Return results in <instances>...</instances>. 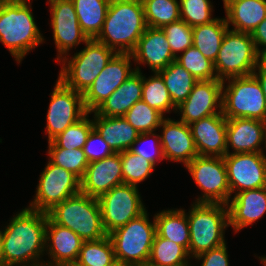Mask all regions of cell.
I'll list each match as a JSON object with an SVG mask.
<instances>
[{"mask_svg":"<svg viewBox=\"0 0 266 266\" xmlns=\"http://www.w3.org/2000/svg\"><path fill=\"white\" fill-rule=\"evenodd\" d=\"M47 221V213L28 207L13 216L0 230L2 266H44Z\"/></svg>","mask_w":266,"mask_h":266,"instance_id":"cell-1","label":"cell"},{"mask_svg":"<svg viewBox=\"0 0 266 266\" xmlns=\"http://www.w3.org/2000/svg\"><path fill=\"white\" fill-rule=\"evenodd\" d=\"M146 28L141 0H111L95 40L117 53H131Z\"/></svg>","mask_w":266,"mask_h":266,"instance_id":"cell-2","label":"cell"},{"mask_svg":"<svg viewBox=\"0 0 266 266\" xmlns=\"http://www.w3.org/2000/svg\"><path fill=\"white\" fill-rule=\"evenodd\" d=\"M31 7L29 0H0V42L18 64L44 42Z\"/></svg>","mask_w":266,"mask_h":266,"instance_id":"cell-3","label":"cell"},{"mask_svg":"<svg viewBox=\"0 0 266 266\" xmlns=\"http://www.w3.org/2000/svg\"><path fill=\"white\" fill-rule=\"evenodd\" d=\"M188 213L191 258L226 243L224 232L230 226L226 204L194 202Z\"/></svg>","mask_w":266,"mask_h":266,"instance_id":"cell-4","label":"cell"},{"mask_svg":"<svg viewBox=\"0 0 266 266\" xmlns=\"http://www.w3.org/2000/svg\"><path fill=\"white\" fill-rule=\"evenodd\" d=\"M47 215L55 224L71 229L83 241L99 240L108 235L103 228L98 199L81 192L55 205Z\"/></svg>","mask_w":266,"mask_h":266,"instance_id":"cell-5","label":"cell"},{"mask_svg":"<svg viewBox=\"0 0 266 266\" xmlns=\"http://www.w3.org/2000/svg\"><path fill=\"white\" fill-rule=\"evenodd\" d=\"M147 211L111 233L115 258L126 266H142L148 263L156 234V224L149 222Z\"/></svg>","mask_w":266,"mask_h":266,"instance_id":"cell-6","label":"cell"},{"mask_svg":"<svg viewBox=\"0 0 266 266\" xmlns=\"http://www.w3.org/2000/svg\"><path fill=\"white\" fill-rule=\"evenodd\" d=\"M85 45V48L74 53L70 60L63 57V66L58 76L67 87L82 94L117 53L95 39H89Z\"/></svg>","mask_w":266,"mask_h":266,"instance_id":"cell-7","label":"cell"},{"mask_svg":"<svg viewBox=\"0 0 266 266\" xmlns=\"http://www.w3.org/2000/svg\"><path fill=\"white\" fill-rule=\"evenodd\" d=\"M225 81H228L227 85ZM222 114L226 119L249 118L266 122V99L254 75L223 81Z\"/></svg>","mask_w":266,"mask_h":266,"instance_id":"cell-8","label":"cell"},{"mask_svg":"<svg viewBox=\"0 0 266 266\" xmlns=\"http://www.w3.org/2000/svg\"><path fill=\"white\" fill-rule=\"evenodd\" d=\"M262 58L259 56L250 33L227 29L214 69L218 80L253 75Z\"/></svg>","mask_w":266,"mask_h":266,"instance_id":"cell-9","label":"cell"},{"mask_svg":"<svg viewBox=\"0 0 266 266\" xmlns=\"http://www.w3.org/2000/svg\"><path fill=\"white\" fill-rule=\"evenodd\" d=\"M185 167L203 191L195 203L228 204L231 191L223 157L197 156Z\"/></svg>","mask_w":266,"mask_h":266,"instance_id":"cell-10","label":"cell"},{"mask_svg":"<svg viewBox=\"0 0 266 266\" xmlns=\"http://www.w3.org/2000/svg\"><path fill=\"white\" fill-rule=\"evenodd\" d=\"M34 200L28 208L47 213L55 205L81 192V180L48 161L42 171Z\"/></svg>","mask_w":266,"mask_h":266,"instance_id":"cell-11","label":"cell"},{"mask_svg":"<svg viewBox=\"0 0 266 266\" xmlns=\"http://www.w3.org/2000/svg\"><path fill=\"white\" fill-rule=\"evenodd\" d=\"M140 196L138 187L122 184L98 198L102 224L107 234L146 211Z\"/></svg>","mask_w":266,"mask_h":266,"instance_id":"cell-12","label":"cell"},{"mask_svg":"<svg viewBox=\"0 0 266 266\" xmlns=\"http://www.w3.org/2000/svg\"><path fill=\"white\" fill-rule=\"evenodd\" d=\"M87 113L82 93L67 87L58 78L47 111L45 130L47 131L48 142L83 118Z\"/></svg>","mask_w":266,"mask_h":266,"instance_id":"cell-13","label":"cell"},{"mask_svg":"<svg viewBox=\"0 0 266 266\" xmlns=\"http://www.w3.org/2000/svg\"><path fill=\"white\" fill-rule=\"evenodd\" d=\"M132 58L131 53H116L82 94L85 108L90 114L135 72V68L131 67Z\"/></svg>","mask_w":266,"mask_h":266,"instance_id":"cell-14","label":"cell"},{"mask_svg":"<svg viewBox=\"0 0 266 266\" xmlns=\"http://www.w3.org/2000/svg\"><path fill=\"white\" fill-rule=\"evenodd\" d=\"M50 3L53 39L57 48V60L68 56L69 50L89 40L81 30L72 0H48Z\"/></svg>","mask_w":266,"mask_h":266,"instance_id":"cell-15","label":"cell"},{"mask_svg":"<svg viewBox=\"0 0 266 266\" xmlns=\"http://www.w3.org/2000/svg\"><path fill=\"white\" fill-rule=\"evenodd\" d=\"M223 159L231 195L266 187V159L263 153H230Z\"/></svg>","mask_w":266,"mask_h":266,"instance_id":"cell-16","label":"cell"},{"mask_svg":"<svg viewBox=\"0 0 266 266\" xmlns=\"http://www.w3.org/2000/svg\"><path fill=\"white\" fill-rule=\"evenodd\" d=\"M222 86L221 80L197 81L187 99L177 106L176 111L181 113L180 120L190 125L202 118L222 113Z\"/></svg>","mask_w":266,"mask_h":266,"instance_id":"cell-17","label":"cell"},{"mask_svg":"<svg viewBox=\"0 0 266 266\" xmlns=\"http://www.w3.org/2000/svg\"><path fill=\"white\" fill-rule=\"evenodd\" d=\"M123 184L120 153L90 162L81 179V193L99 198L115 186Z\"/></svg>","mask_w":266,"mask_h":266,"instance_id":"cell-18","label":"cell"},{"mask_svg":"<svg viewBox=\"0 0 266 266\" xmlns=\"http://www.w3.org/2000/svg\"><path fill=\"white\" fill-rule=\"evenodd\" d=\"M198 156L224 157L227 154V119L222 113L190 125Z\"/></svg>","mask_w":266,"mask_h":266,"instance_id":"cell-19","label":"cell"},{"mask_svg":"<svg viewBox=\"0 0 266 266\" xmlns=\"http://www.w3.org/2000/svg\"><path fill=\"white\" fill-rule=\"evenodd\" d=\"M162 135L160 141L164 159L182 162L186 166L198 152L192 137L190 126L181 120L163 118L160 123Z\"/></svg>","mask_w":266,"mask_h":266,"instance_id":"cell-20","label":"cell"},{"mask_svg":"<svg viewBox=\"0 0 266 266\" xmlns=\"http://www.w3.org/2000/svg\"><path fill=\"white\" fill-rule=\"evenodd\" d=\"M83 242V239L71 229L55 224L48 217L45 251L51 260L45 262L44 266H73Z\"/></svg>","mask_w":266,"mask_h":266,"instance_id":"cell-21","label":"cell"},{"mask_svg":"<svg viewBox=\"0 0 266 266\" xmlns=\"http://www.w3.org/2000/svg\"><path fill=\"white\" fill-rule=\"evenodd\" d=\"M133 61L148 64L157 73L175 61L166 35L161 28L147 27L131 52Z\"/></svg>","mask_w":266,"mask_h":266,"instance_id":"cell-22","label":"cell"},{"mask_svg":"<svg viewBox=\"0 0 266 266\" xmlns=\"http://www.w3.org/2000/svg\"><path fill=\"white\" fill-rule=\"evenodd\" d=\"M265 125V121L258 119H227V154H230V147L234 151L232 154L263 153Z\"/></svg>","mask_w":266,"mask_h":266,"instance_id":"cell-23","label":"cell"},{"mask_svg":"<svg viewBox=\"0 0 266 266\" xmlns=\"http://www.w3.org/2000/svg\"><path fill=\"white\" fill-rule=\"evenodd\" d=\"M228 202L229 225L237 233L266 212V187L236 193Z\"/></svg>","mask_w":266,"mask_h":266,"instance_id":"cell-24","label":"cell"},{"mask_svg":"<svg viewBox=\"0 0 266 266\" xmlns=\"http://www.w3.org/2000/svg\"><path fill=\"white\" fill-rule=\"evenodd\" d=\"M143 75L137 66L135 72L103 102L95 112L106 117H123L142 99Z\"/></svg>","mask_w":266,"mask_h":266,"instance_id":"cell-25","label":"cell"},{"mask_svg":"<svg viewBox=\"0 0 266 266\" xmlns=\"http://www.w3.org/2000/svg\"><path fill=\"white\" fill-rule=\"evenodd\" d=\"M225 20L234 31L252 33L266 18V0H228Z\"/></svg>","mask_w":266,"mask_h":266,"instance_id":"cell-26","label":"cell"},{"mask_svg":"<svg viewBox=\"0 0 266 266\" xmlns=\"http://www.w3.org/2000/svg\"><path fill=\"white\" fill-rule=\"evenodd\" d=\"M93 126L115 153L129 150L139 132L123 117H106L93 112Z\"/></svg>","mask_w":266,"mask_h":266,"instance_id":"cell-27","label":"cell"},{"mask_svg":"<svg viewBox=\"0 0 266 266\" xmlns=\"http://www.w3.org/2000/svg\"><path fill=\"white\" fill-rule=\"evenodd\" d=\"M156 234L184 246L189 252V222L184 209L162 210L154 215Z\"/></svg>","mask_w":266,"mask_h":266,"instance_id":"cell-28","label":"cell"},{"mask_svg":"<svg viewBox=\"0 0 266 266\" xmlns=\"http://www.w3.org/2000/svg\"><path fill=\"white\" fill-rule=\"evenodd\" d=\"M228 28L230 27L228 26L225 18H217L209 24L196 25L192 27L193 46L197 48L206 58L215 62Z\"/></svg>","mask_w":266,"mask_h":266,"instance_id":"cell-29","label":"cell"},{"mask_svg":"<svg viewBox=\"0 0 266 266\" xmlns=\"http://www.w3.org/2000/svg\"><path fill=\"white\" fill-rule=\"evenodd\" d=\"M111 0H72L78 21L88 39H95L102 29Z\"/></svg>","mask_w":266,"mask_h":266,"instance_id":"cell-30","label":"cell"},{"mask_svg":"<svg viewBox=\"0 0 266 266\" xmlns=\"http://www.w3.org/2000/svg\"><path fill=\"white\" fill-rule=\"evenodd\" d=\"M163 79L173 104L177 107L187 99L197 80L176 61L157 72Z\"/></svg>","mask_w":266,"mask_h":266,"instance_id":"cell-31","label":"cell"},{"mask_svg":"<svg viewBox=\"0 0 266 266\" xmlns=\"http://www.w3.org/2000/svg\"><path fill=\"white\" fill-rule=\"evenodd\" d=\"M188 250L181 245L171 242L155 234L151 247L149 264L154 266H192Z\"/></svg>","mask_w":266,"mask_h":266,"instance_id":"cell-32","label":"cell"},{"mask_svg":"<svg viewBox=\"0 0 266 266\" xmlns=\"http://www.w3.org/2000/svg\"><path fill=\"white\" fill-rule=\"evenodd\" d=\"M116 263L113 243L107 235L99 240L84 241L73 266H113Z\"/></svg>","mask_w":266,"mask_h":266,"instance_id":"cell-33","label":"cell"},{"mask_svg":"<svg viewBox=\"0 0 266 266\" xmlns=\"http://www.w3.org/2000/svg\"><path fill=\"white\" fill-rule=\"evenodd\" d=\"M147 27L162 28L181 19L178 0H141Z\"/></svg>","mask_w":266,"mask_h":266,"instance_id":"cell-34","label":"cell"},{"mask_svg":"<svg viewBox=\"0 0 266 266\" xmlns=\"http://www.w3.org/2000/svg\"><path fill=\"white\" fill-rule=\"evenodd\" d=\"M153 74L149 78L143 75L142 100L164 116L177 107L173 104L162 77L158 73Z\"/></svg>","mask_w":266,"mask_h":266,"instance_id":"cell-35","label":"cell"},{"mask_svg":"<svg viewBox=\"0 0 266 266\" xmlns=\"http://www.w3.org/2000/svg\"><path fill=\"white\" fill-rule=\"evenodd\" d=\"M89 114L88 112L83 118L49 141L48 148L82 149L94 128L93 119L88 118Z\"/></svg>","mask_w":266,"mask_h":266,"instance_id":"cell-36","label":"cell"},{"mask_svg":"<svg viewBox=\"0 0 266 266\" xmlns=\"http://www.w3.org/2000/svg\"><path fill=\"white\" fill-rule=\"evenodd\" d=\"M175 61L190 72L197 81L218 80L214 69V62L206 58L194 46L189 47L182 54L178 55Z\"/></svg>","mask_w":266,"mask_h":266,"instance_id":"cell-37","label":"cell"},{"mask_svg":"<svg viewBox=\"0 0 266 266\" xmlns=\"http://www.w3.org/2000/svg\"><path fill=\"white\" fill-rule=\"evenodd\" d=\"M139 133L155 132L164 116L142 99L137 101L123 116Z\"/></svg>","mask_w":266,"mask_h":266,"instance_id":"cell-38","label":"cell"},{"mask_svg":"<svg viewBox=\"0 0 266 266\" xmlns=\"http://www.w3.org/2000/svg\"><path fill=\"white\" fill-rule=\"evenodd\" d=\"M123 184L137 186L144 181L155 169V166L143 157L130 150L120 152Z\"/></svg>","mask_w":266,"mask_h":266,"instance_id":"cell-39","label":"cell"},{"mask_svg":"<svg viewBox=\"0 0 266 266\" xmlns=\"http://www.w3.org/2000/svg\"><path fill=\"white\" fill-rule=\"evenodd\" d=\"M48 156L51 163L72 172L80 180L89 164L83 149L49 148Z\"/></svg>","mask_w":266,"mask_h":266,"instance_id":"cell-40","label":"cell"},{"mask_svg":"<svg viewBox=\"0 0 266 266\" xmlns=\"http://www.w3.org/2000/svg\"><path fill=\"white\" fill-rule=\"evenodd\" d=\"M180 17L189 26L209 24L213 18V6L210 0H179Z\"/></svg>","mask_w":266,"mask_h":266,"instance_id":"cell-41","label":"cell"},{"mask_svg":"<svg viewBox=\"0 0 266 266\" xmlns=\"http://www.w3.org/2000/svg\"><path fill=\"white\" fill-rule=\"evenodd\" d=\"M170 45L173 56L176 58L179 52L183 53L193 46V31L185 21L179 19L161 28Z\"/></svg>","mask_w":266,"mask_h":266,"instance_id":"cell-42","label":"cell"},{"mask_svg":"<svg viewBox=\"0 0 266 266\" xmlns=\"http://www.w3.org/2000/svg\"><path fill=\"white\" fill-rule=\"evenodd\" d=\"M152 137L151 140L149 137ZM149 141V142H148ZM152 141V142H151ZM150 143L147 148L143 147L142 144ZM140 145V147H139ZM142 145V146H141ZM138 146V147H137ZM136 155H139L146 159L147 161L151 162L154 166H156V162L162 161L164 159L162 145L160 141V135L155 134V132H147V133H140L136 141L132 144L131 148L129 149Z\"/></svg>","mask_w":266,"mask_h":266,"instance_id":"cell-43","label":"cell"},{"mask_svg":"<svg viewBox=\"0 0 266 266\" xmlns=\"http://www.w3.org/2000/svg\"><path fill=\"white\" fill-rule=\"evenodd\" d=\"M82 149L89 163L115 153L95 128L91 130Z\"/></svg>","mask_w":266,"mask_h":266,"instance_id":"cell-44","label":"cell"},{"mask_svg":"<svg viewBox=\"0 0 266 266\" xmlns=\"http://www.w3.org/2000/svg\"><path fill=\"white\" fill-rule=\"evenodd\" d=\"M226 243L203 252L195 257L196 260H202L201 266H229Z\"/></svg>","mask_w":266,"mask_h":266,"instance_id":"cell-45","label":"cell"},{"mask_svg":"<svg viewBox=\"0 0 266 266\" xmlns=\"http://www.w3.org/2000/svg\"><path fill=\"white\" fill-rule=\"evenodd\" d=\"M251 37L259 56L266 58V18L251 33ZM261 46H263L262 50L260 49Z\"/></svg>","mask_w":266,"mask_h":266,"instance_id":"cell-46","label":"cell"},{"mask_svg":"<svg viewBox=\"0 0 266 266\" xmlns=\"http://www.w3.org/2000/svg\"><path fill=\"white\" fill-rule=\"evenodd\" d=\"M258 71V72H256ZM253 75L260 82L262 90L264 92V97L266 99V58H262L257 67L255 68Z\"/></svg>","mask_w":266,"mask_h":266,"instance_id":"cell-47","label":"cell"},{"mask_svg":"<svg viewBox=\"0 0 266 266\" xmlns=\"http://www.w3.org/2000/svg\"><path fill=\"white\" fill-rule=\"evenodd\" d=\"M264 145H265V148H266V125H265V129H264ZM263 154H264V157H265V159H266V155H265V153L263 152Z\"/></svg>","mask_w":266,"mask_h":266,"instance_id":"cell-48","label":"cell"},{"mask_svg":"<svg viewBox=\"0 0 266 266\" xmlns=\"http://www.w3.org/2000/svg\"><path fill=\"white\" fill-rule=\"evenodd\" d=\"M260 261H261V263L264 265V266H266V257L264 256V257H261L260 258Z\"/></svg>","mask_w":266,"mask_h":266,"instance_id":"cell-49","label":"cell"},{"mask_svg":"<svg viewBox=\"0 0 266 266\" xmlns=\"http://www.w3.org/2000/svg\"><path fill=\"white\" fill-rule=\"evenodd\" d=\"M113 266H126V265H123V264L117 262V263L114 264Z\"/></svg>","mask_w":266,"mask_h":266,"instance_id":"cell-50","label":"cell"},{"mask_svg":"<svg viewBox=\"0 0 266 266\" xmlns=\"http://www.w3.org/2000/svg\"><path fill=\"white\" fill-rule=\"evenodd\" d=\"M0 266H2L1 249H0Z\"/></svg>","mask_w":266,"mask_h":266,"instance_id":"cell-51","label":"cell"},{"mask_svg":"<svg viewBox=\"0 0 266 266\" xmlns=\"http://www.w3.org/2000/svg\"><path fill=\"white\" fill-rule=\"evenodd\" d=\"M142 266H154V265L149 264V263H146V264H144V265H142Z\"/></svg>","mask_w":266,"mask_h":266,"instance_id":"cell-52","label":"cell"}]
</instances>
